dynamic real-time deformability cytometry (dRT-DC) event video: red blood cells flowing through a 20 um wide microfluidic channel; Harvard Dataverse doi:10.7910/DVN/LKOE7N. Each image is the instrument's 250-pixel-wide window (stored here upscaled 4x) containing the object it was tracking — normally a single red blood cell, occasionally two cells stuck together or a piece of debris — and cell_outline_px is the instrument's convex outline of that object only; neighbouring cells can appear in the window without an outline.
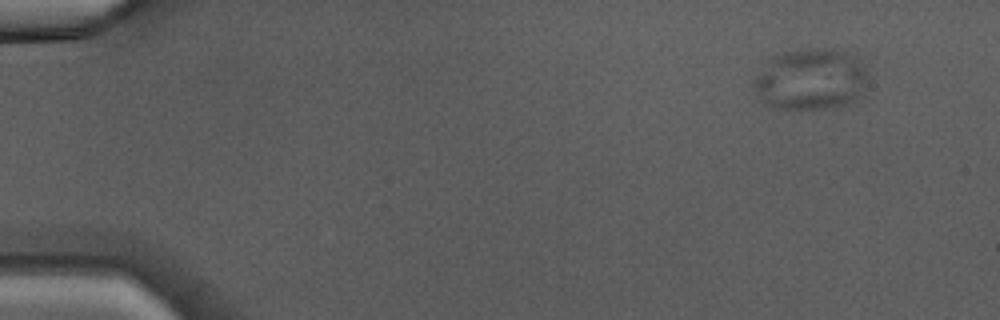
{"species": "Egyptian fruit bat (a non-hibernating species)", "species_latin": "Rousettus aegyptiacus", "temperature_condition": "warm", "stored_images_in_passage": 11, "camera_frame_rate_fps": 3000, "um_per_image_px": 0.085, "animal": {"sex": "male"}, "frame": {"image": 1, "passage_image": 1, "time_ms": 0.0, "image_size_px": [1000, 320], "cell_outline_px": [[868, 76], [852, 104], [824, 108], [776, 108], [764, 104], [752, 88], [752, 76], [772, 56], [784, 52], [812, 48], [824, 48], [844, 52], [860, 56], [868, 64]], "centroid_in_image_um": [68.89, 6.71], "position_along_channel_um": 16.1, "area_um2": 41.38}}